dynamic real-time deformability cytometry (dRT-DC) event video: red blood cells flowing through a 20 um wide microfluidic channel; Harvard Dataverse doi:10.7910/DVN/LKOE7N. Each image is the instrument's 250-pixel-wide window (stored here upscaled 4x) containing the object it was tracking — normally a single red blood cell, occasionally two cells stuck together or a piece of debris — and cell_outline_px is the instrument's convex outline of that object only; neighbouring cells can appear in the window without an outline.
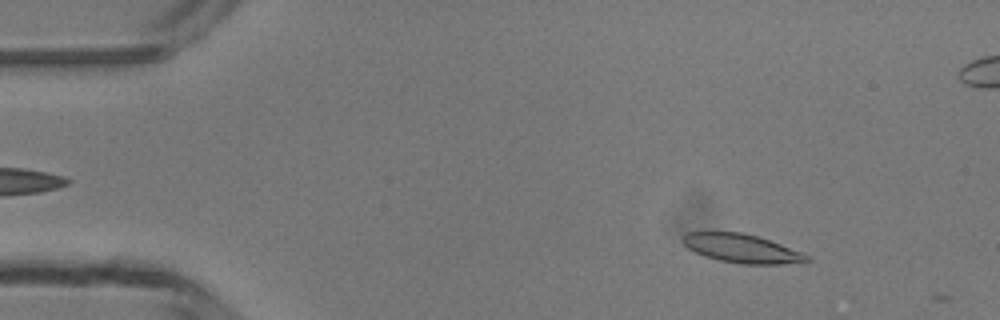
{"species": "common noctule bat (a hibernating species)", "species_latin": "Nyctalus noctula", "temperature_condition": "room temperature", "stored_images_in_passage": 8, "camera_frame_rate_fps": 3000, "um_per_image_px": 0.085, "animal": {"sex": "male", "body_mass_g": 13.3}, "frame": {"image": 1, "passage_image": 7, "time_ms": 2.0, "image_size_px": [1000, 320], "cell_outline_px": [[812, 260], [780, 264], [740, 264], [720, 260], [704, 256], [688, 248], [680, 240], [680, 236], [684, 232], [740, 232], [756, 236], [780, 244], [800, 252], [808, 256]], "centroid_in_image_um": [62.96, 21.11], "position_along_channel_um": 22.0, "area_um2": 20.52}}